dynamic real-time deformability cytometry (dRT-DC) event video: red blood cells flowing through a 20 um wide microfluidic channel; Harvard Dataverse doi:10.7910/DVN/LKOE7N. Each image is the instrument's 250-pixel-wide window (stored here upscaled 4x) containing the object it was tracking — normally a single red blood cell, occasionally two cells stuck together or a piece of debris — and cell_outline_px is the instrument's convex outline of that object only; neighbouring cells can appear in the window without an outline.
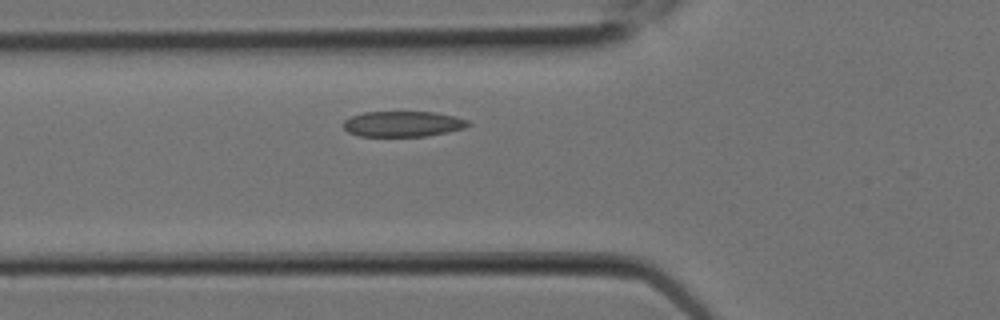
{"species": "Egyptian fruit bat (a non-hibernating species)", "species_latin": "Rousettus aegyptiacus", "temperature_condition": "room temperature", "stored_images_in_passage": 2, "camera_frame_rate_fps": 3000, "um_per_image_px": 0.085, "animal": {"sex": "female"}, "frame": {"image": 1, "passage_image": 2, "time_ms": 0.333, "image_size_px": [1000, 320], "cell_outline_px": [[472, 124], [464, 128], [448, 132], [424, 136], [360, 136], [348, 132], [344, 128], [344, 120], [352, 116], [364, 112], [436, 112], [456, 116], [468, 120]], "centroid_in_image_um": [34.28, 10.53], "position_along_channel_um": 91.5, "area_um2": 18.61}}